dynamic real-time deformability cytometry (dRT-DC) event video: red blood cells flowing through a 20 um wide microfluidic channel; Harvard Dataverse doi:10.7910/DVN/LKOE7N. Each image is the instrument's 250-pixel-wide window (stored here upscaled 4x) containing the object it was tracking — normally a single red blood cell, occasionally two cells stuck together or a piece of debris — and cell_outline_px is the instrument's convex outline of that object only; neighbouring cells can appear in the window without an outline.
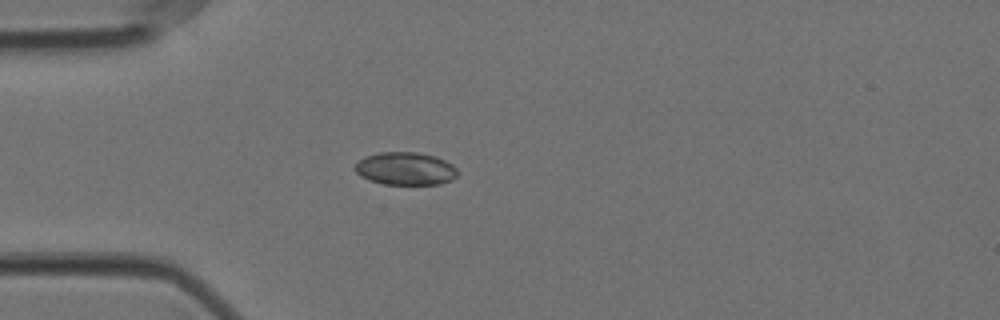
{"species": "Egyptian fruit bat (a non-hibernating species)", "species_latin": "Rousettus aegyptiacus", "temperature_condition": "cold", "stored_images_in_passage": 46, "camera_frame_rate_fps": 3000, "um_per_image_px": 0.085, "animal": {"sex": "female"}, "frame": {"image": 1, "passage_image": 8, "time_ms": 2.333, "image_size_px": [1000, 320], "cell_outline_px": [[460, 172], [452, 180], [440, 184], [384, 184], [368, 180], [360, 176], [352, 168], [364, 156], [380, 152], [416, 152], [436, 156], [452, 164]], "centroid_in_image_um": [34.46, 14.33], "position_along_channel_um": 50.5, "area_um2": 19.83}}
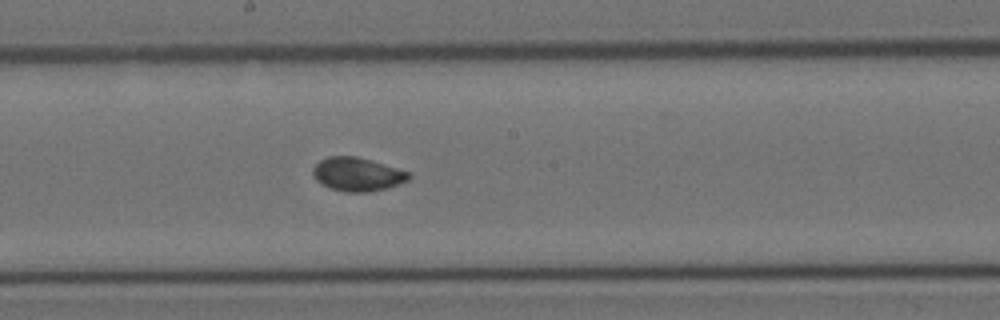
{"frame": {"image": 2, "passage_image": 23, "time_ms": 7.333, "image_size_px": [1000, 320], "cell_outline_px": [[412, 176], [408, 180], [384, 188], [368, 192], [344, 192], [332, 188], [316, 180], [312, 172], [312, 168], [320, 160], [328, 156], [356, 156], [372, 160], [412, 172]], "centroid_in_image_um": [30.39, 14.79], "position_along_channel_um": 217.8, "area_um2": 18.73}}
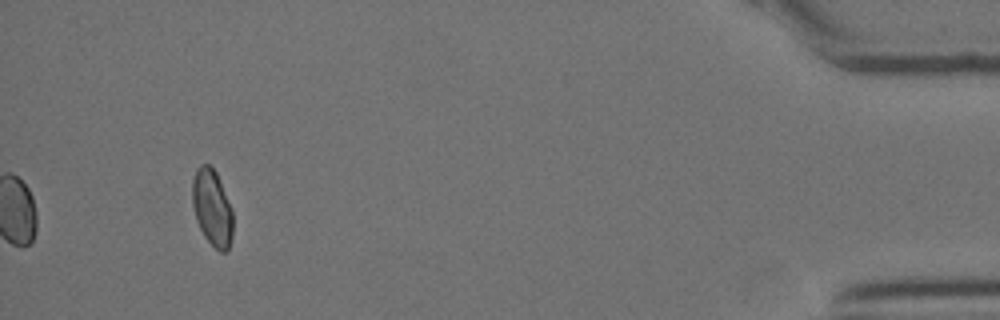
{"frame": {"image": 3, "passage_image": 46, "time_ms": 15.0, "image_size_px": [1000, 320], "cell_outline_px": [[232, 236], [228, 252], [220, 252], [204, 236], [196, 220], [192, 204], [192, 180], [196, 168], [200, 164], [208, 164], [216, 172], [232, 212]], "centroid_in_image_um": [18.01, 17.66], "position_along_channel_um": 417.2, "area_um2": 17.92}, "authors_computed_cell_mechanics": {"area_um2": 18.9873, "velocity_mm_per_s": 3.5335, "shape_relaxation_time_tau1_ms": null, "shape_relaxation_time_tau2_ms": 1.8742, "deformation_change_tau1": null, "deformation_change_tau2": 0.0453}}